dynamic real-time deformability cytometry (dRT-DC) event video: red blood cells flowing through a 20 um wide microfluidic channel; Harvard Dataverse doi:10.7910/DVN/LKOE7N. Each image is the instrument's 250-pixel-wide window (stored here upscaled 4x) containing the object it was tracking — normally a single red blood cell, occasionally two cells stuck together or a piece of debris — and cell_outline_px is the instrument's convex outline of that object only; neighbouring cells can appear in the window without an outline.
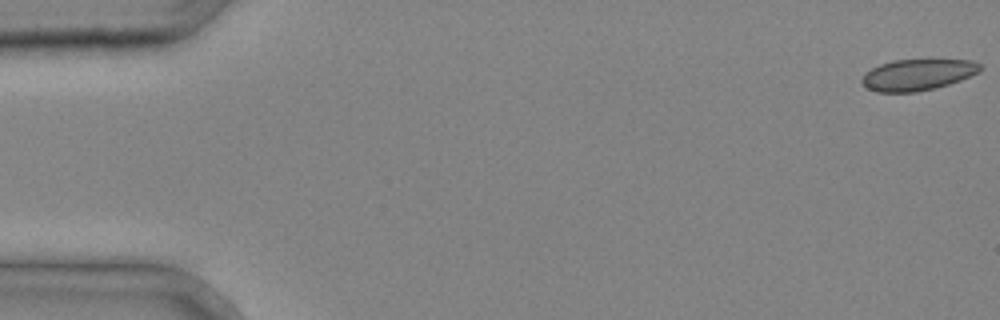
{"species": "common noctule bat (a hibernating species)", "species_latin": "Nyctalus noctula", "temperature_condition": "cold", "stored_images_in_passage": 4, "camera_frame_rate_fps": 3000, "um_per_image_px": 0.085, "animal": {"sex": "male", "body_mass_g": 20.4}, "frame": {"image": 1, "passage_image": 1, "time_ms": 0.0, "image_size_px": [1000, 320], "cell_outline_px": [[984, 68], [980, 72], [960, 80], [936, 88], [916, 92], [876, 92], [868, 88], [860, 80], [872, 68], [880, 64], [892, 60], [972, 60], [980, 64]], "centroid_in_image_um": [78.04, 6.35], "position_along_channel_um": 7.0, "area_um2": 21.44}}
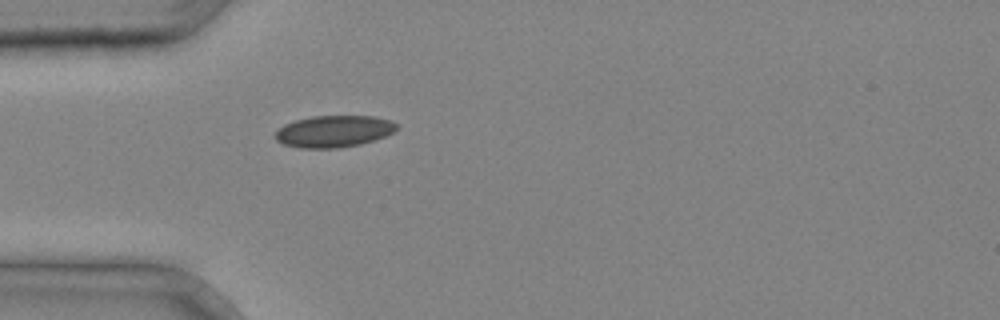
{"frame": {"image": 2, "passage_image": 4, "time_ms": 1.0, "image_size_px": [1000, 320], "cell_outline_px": [[400, 124], [392, 132], [384, 136], [360, 144], [340, 148], [300, 148], [284, 144], [276, 140], [276, 132], [284, 124], [296, 120], [312, 116], [376, 116], [392, 120]], "centroid_in_image_um": [28.4, 11.15], "position_along_channel_um": 56.6, "area_um2": 22.43}}